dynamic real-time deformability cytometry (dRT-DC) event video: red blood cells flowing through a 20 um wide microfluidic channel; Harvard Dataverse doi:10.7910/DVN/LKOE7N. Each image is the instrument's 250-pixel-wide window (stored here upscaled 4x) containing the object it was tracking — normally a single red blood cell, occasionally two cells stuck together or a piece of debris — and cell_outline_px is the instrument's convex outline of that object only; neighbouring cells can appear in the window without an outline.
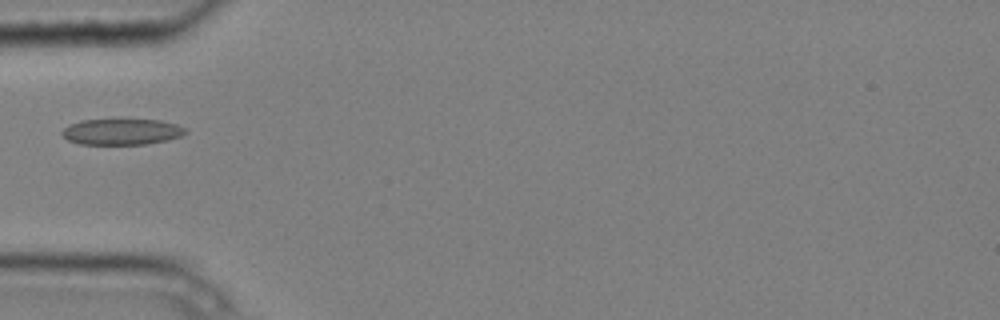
{"species": "common noctule bat (a hibernating species)", "species_latin": "Nyctalus noctula", "temperature_condition": "cold", "stored_images_in_passage": 5, "camera_frame_rate_fps": 3000, "um_per_image_px": 0.085, "animal": {"sex": "male", "body_mass_g": 20.4}, "frame": {"image": 1, "passage_image": 5, "time_ms": 1.333, "image_size_px": [1000, 320], "cell_outline_px": [[188, 132], [180, 136], [168, 140], [144, 144], [80, 144], [68, 140], [60, 132], [68, 124], [80, 120], [120, 116], [160, 120], [176, 124], [184, 128]], "centroid_in_image_um": [10.31, 11.13], "position_along_channel_um": 74.7, "area_um2": 19.77}}